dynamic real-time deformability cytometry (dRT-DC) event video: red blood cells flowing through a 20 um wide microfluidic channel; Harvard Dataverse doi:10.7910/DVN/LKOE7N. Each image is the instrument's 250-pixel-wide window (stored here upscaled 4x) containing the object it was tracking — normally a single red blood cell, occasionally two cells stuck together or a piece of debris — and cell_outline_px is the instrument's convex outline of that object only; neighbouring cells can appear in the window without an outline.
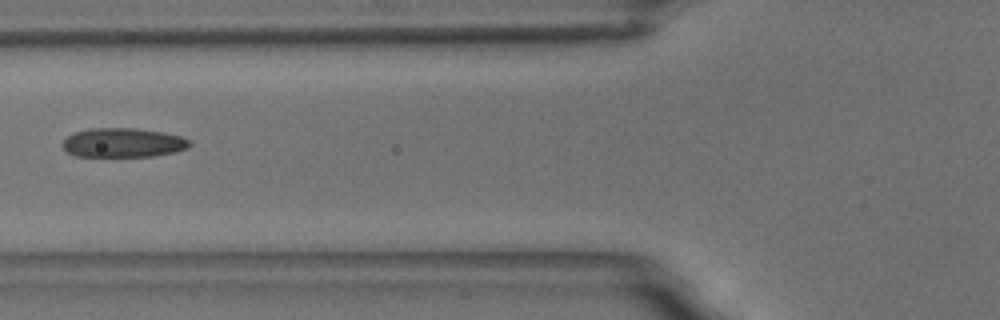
{"species": "common noctule bat (a hibernating species)", "species_latin": "Nyctalus noctula", "temperature_condition": "room temperature", "stored_images_in_passage": 7, "camera_frame_rate_fps": 3000, "um_per_image_px": 0.085, "animal": {"sex": "male", "body_mass_g": 18.8}, "frame": {"image": 1, "passage_image": 7, "time_ms": 7.0, "image_size_px": [1000, 320], "cell_outline_px": [[192, 144], [188, 148], [176, 152], [156, 156], [72, 156], [64, 148], [64, 140], [68, 136], [76, 132], [88, 128], [136, 128], [160, 132], [180, 136], [188, 140]], "centroid_in_image_um": [10.48, 12.13], "position_along_channel_um": 115.3, "area_um2": 21.56}}